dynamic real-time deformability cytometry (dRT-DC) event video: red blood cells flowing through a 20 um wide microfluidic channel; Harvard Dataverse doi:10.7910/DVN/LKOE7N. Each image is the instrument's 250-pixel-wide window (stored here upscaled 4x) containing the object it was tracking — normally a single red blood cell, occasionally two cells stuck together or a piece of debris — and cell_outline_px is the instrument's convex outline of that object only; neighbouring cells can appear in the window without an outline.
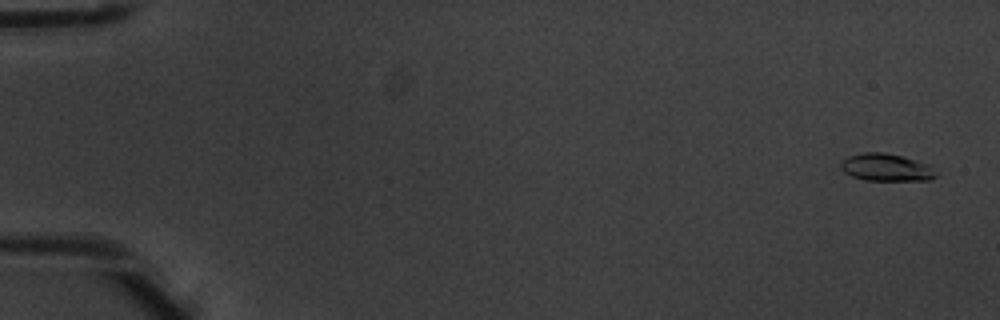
{"species": "common noctule bat (a hibernating species)", "species_latin": "Nyctalus noctula", "temperature_condition": "warm", "stored_images_in_passage": 5, "camera_frame_rate_fps": 3000, "um_per_image_px": 0.085, "animal": {"sex": "male", "body_mass_g": 20.1, "forearm_length_mm": 53.5}, "frame": {"image": 1, "passage_image": 1, "time_ms": 0.0, "image_size_px": [1000, 320], "cell_outline_px": [[940, 172], [936, 176], [928, 180], [864, 180], [852, 176], [844, 172], [840, 168], [840, 164], [848, 156], [864, 152], [884, 152], [916, 160], [928, 164]], "centroid_in_image_um": [75.36, 14.23], "position_along_channel_um": 9.6, "area_um2": 15.26}}
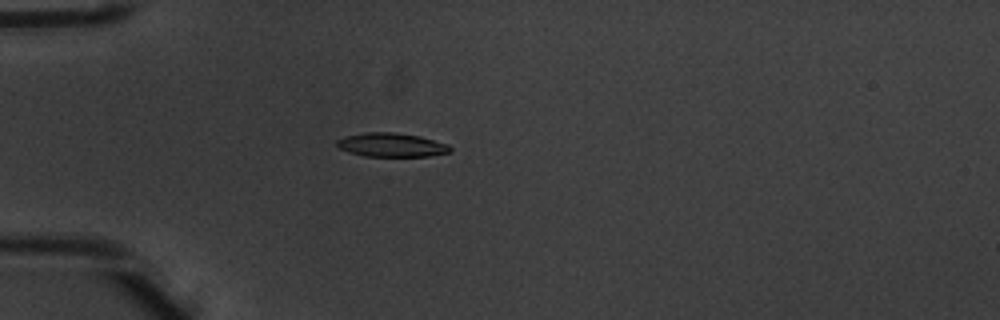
{"frame": {"image": 2, "passage_image": 5, "time_ms": 1.333, "image_size_px": [1000, 320], "cell_outline_px": [[452, 152], [428, 156], [364, 156], [348, 152], [340, 148], [336, 144], [336, 140], [344, 136], [364, 132], [392, 132], [420, 136], [448, 144], [452, 148]], "centroid_in_image_um": [33.27, 12.31], "position_along_channel_um": 51.7, "area_um2": 15.84}}